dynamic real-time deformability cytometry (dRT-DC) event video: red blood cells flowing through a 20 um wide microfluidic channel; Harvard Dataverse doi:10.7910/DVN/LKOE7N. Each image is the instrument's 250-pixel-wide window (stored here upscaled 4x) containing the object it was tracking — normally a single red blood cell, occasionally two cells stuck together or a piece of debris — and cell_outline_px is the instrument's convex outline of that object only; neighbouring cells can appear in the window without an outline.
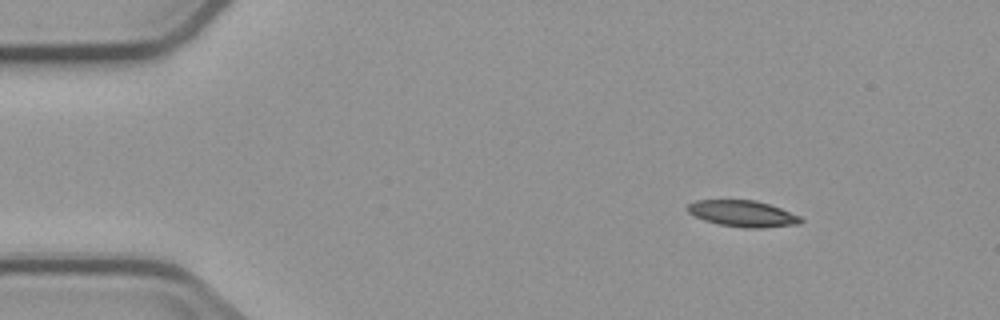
{"species": "common noctule bat (a hibernating species)", "species_latin": "Nyctalus noctula", "temperature_condition": "cold", "stored_images_in_passage": 4, "camera_frame_rate_fps": 3000, "um_per_image_px": 0.085, "animal": {"sex": "male", "body_mass_g": 23.1, "forearm_length_mm": 52.7}, "frame": {"image": 1, "passage_image": 1, "time_ms": 0.0, "image_size_px": [1000, 320], "cell_outline_px": [[804, 220], [800, 224], [764, 228], [744, 228], [720, 224], [704, 220], [688, 212], [688, 204], [696, 200], [756, 200], [780, 208], [800, 216]], "centroid_in_image_um": [63.17, 18.16], "position_along_channel_um": 21.8, "area_um2": 17.28}}
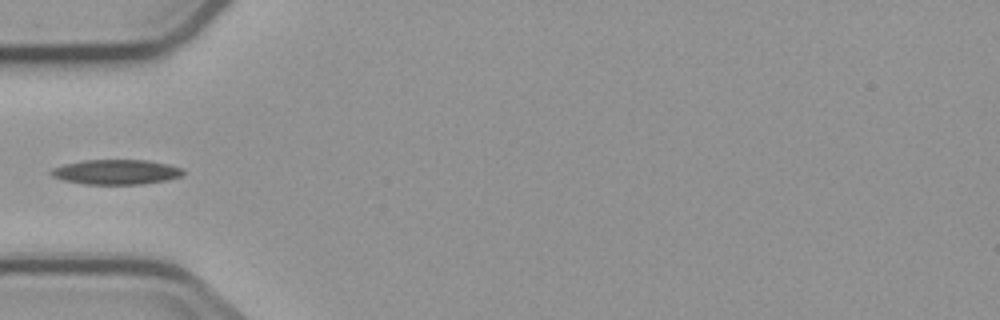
{"frame": {"image": 2, "passage_image": 4, "time_ms": 3.667, "image_size_px": [1000, 320], "cell_outline_px": [[184, 172], [180, 176], [168, 180], [140, 184], [84, 184], [64, 180], [52, 176], [48, 172], [52, 168], [64, 164], [84, 160], [148, 160], [168, 164], [184, 168]], "centroid_in_image_um": [9.87, 14.61], "position_along_channel_um": 75.1, "area_um2": 19.19}}